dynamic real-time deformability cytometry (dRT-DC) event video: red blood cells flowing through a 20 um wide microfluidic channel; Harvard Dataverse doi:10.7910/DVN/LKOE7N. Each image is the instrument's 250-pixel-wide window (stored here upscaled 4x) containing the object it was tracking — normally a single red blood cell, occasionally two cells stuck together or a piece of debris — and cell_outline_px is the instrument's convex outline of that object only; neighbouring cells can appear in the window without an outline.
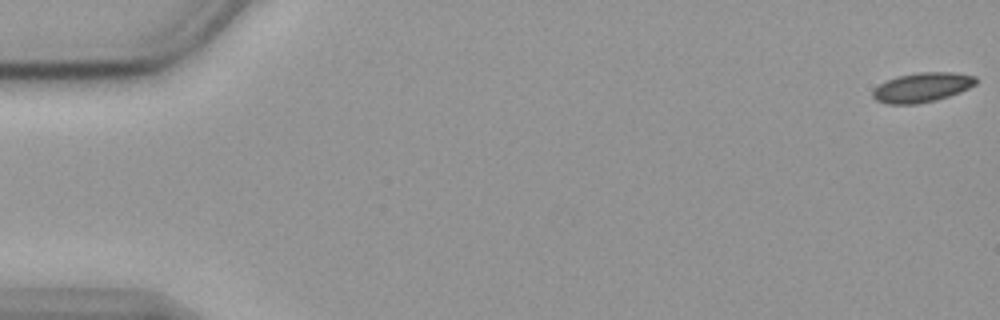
{"species": "common noctule bat (a hibernating species)", "species_latin": "Nyctalus noctula", "temperature_condition": "cold", "stored_images_in_passage": 14, "camera_frame_rate_fps": 3000, "um_per_image_px": 0.085, "animal": {"sex": "female", "body_mass_g": 19.9}, "frame": {"image": 1, "passage_image": 1, "time_ms": 0.0, "image_size_px": [1000, 320], "cell_outline_px": [[976, 84], [960, 92], [936, 100], [916, 104], [888, 104], [876, 100], [872, 96], [872, 92], [880, 84], [896, 76], [916, 72], [952, 72], [976, 76]], "centroid_in_image_um": [78.38, 7.42], "position_along_channel_um": 6.6, "area_um2": 17.69}}